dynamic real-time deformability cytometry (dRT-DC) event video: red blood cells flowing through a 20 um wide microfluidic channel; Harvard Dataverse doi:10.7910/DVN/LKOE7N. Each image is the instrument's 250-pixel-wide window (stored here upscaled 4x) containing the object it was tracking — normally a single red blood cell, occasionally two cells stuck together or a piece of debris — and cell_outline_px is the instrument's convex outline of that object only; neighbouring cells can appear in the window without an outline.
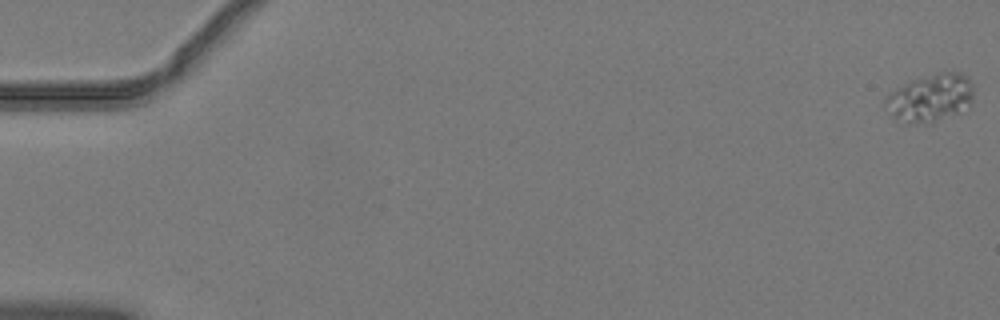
{"species": "common noctule bat (a hibernating species)", "species_latin": "Nyctalus noctula", "temperature_condition": "warm", "stored_images_in_passage": 53, "camera_frame_rate_fps": 3000, "um_per_image_px": 0.085, "animal": {"sex": "male", "body_mass_g": 19.2, "forearm_length_mm": 51.8}, "frame": {"image": 1, "passage_image": 1, "time_ms": 0.0, "image_size_px": [1000, 320], "cell_outline_px": [[972, 104], [932, 124], [904, 124], [892, 116], [884, 104], [884, 100], [896, 88], [908, 80], [940, 72], [960, 72], [968, 76], [972, 84]], "centroid_in_image_um": [79.06, 8.33], "position_along_channel_um": 5.9, "area_um2": 24.8}}
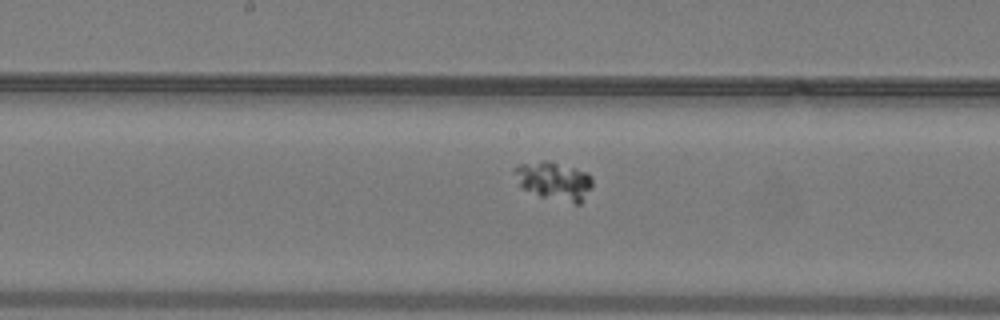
{"frame": {"image": 2, "passage_image": 29, "time_ms": 9.333, "image_size_px": [1000, 320], "cell_outline_px": [[592, 188], [580, 204], [576, 204], [540, 196], [520, 188], [512, 172], [512, 168], [516, 164], [544, 160], [576, 168], [588, 172], [592, 176]], "centroid_in_image_um": [47.06, 15.36], "position_along_channel_um": 201.1, "area_um2": 17.8}}
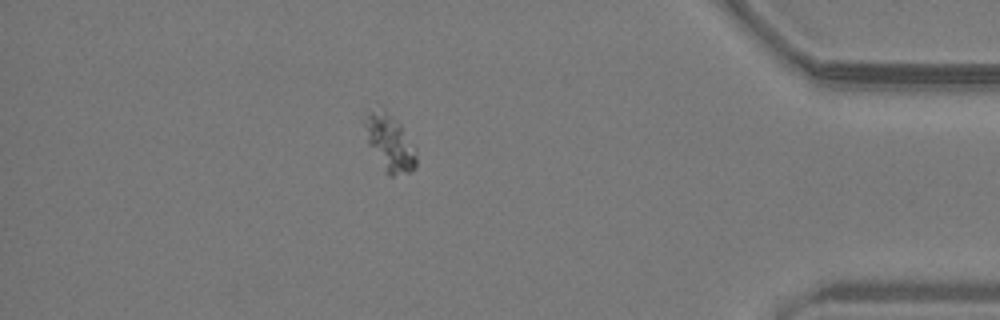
{"frame": {"image": 3, "passage_image": 47, "time_ms": 15.333, "image_size_px": [1000, 320], "cell_outline_px": [[416, 168], [412, 172], [392, 176], [388, 176], [368, 144], [360, 120], [380, 104], [400, 124], [416, 148]], "centroid_in_image_um": [33.09, 12.1], "position_along_channel_um": 402.1, "area_um2": 17.51}}